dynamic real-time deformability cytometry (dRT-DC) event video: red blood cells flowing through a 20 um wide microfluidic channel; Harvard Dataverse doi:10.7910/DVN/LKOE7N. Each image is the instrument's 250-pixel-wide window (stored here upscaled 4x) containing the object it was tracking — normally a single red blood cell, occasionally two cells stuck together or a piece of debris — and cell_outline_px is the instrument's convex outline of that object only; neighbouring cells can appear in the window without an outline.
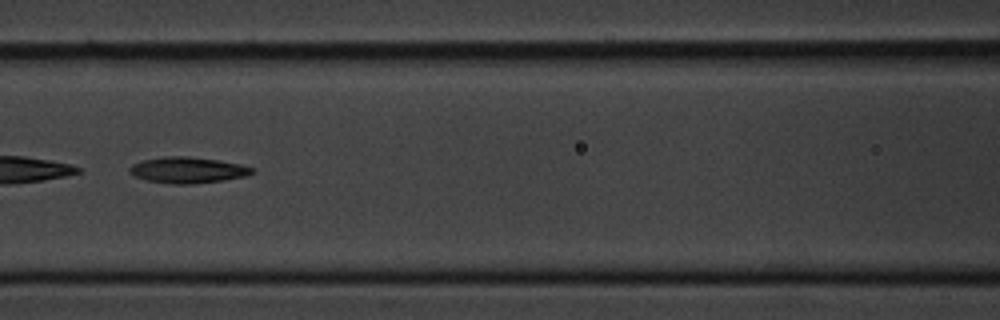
{"species": "common noctule bat (a hibernating species)", "species_latin": "Nyctalus noctula", "temperature_condition": "cold", "stored_images_in_passage": 6, "camera_frame_rate_fps": 3000, "um_per_image_px": 0.085, "animal": {"sex": "male", "body_mass_g": 20.1, "forearm_length_mm": 53.5}, "frame": {"image": 1, "passage_image": 6, "time_ms": 6.0, "image_size_px": [1000, 320], "cell_outline_px": [[256, 172], [248, 176], [224, 180], [192, 184], [172, 184], [144, 180], [128, 172], [128, 168], [132, 164], [140, 160], [164, 156], [188, 156], [216, 160], [240, 164], [256, 168]], "centroid_in_image_um": [15.96, 14.46], "position_along_channel_um": 150.6, "area_um2": 18.9}}